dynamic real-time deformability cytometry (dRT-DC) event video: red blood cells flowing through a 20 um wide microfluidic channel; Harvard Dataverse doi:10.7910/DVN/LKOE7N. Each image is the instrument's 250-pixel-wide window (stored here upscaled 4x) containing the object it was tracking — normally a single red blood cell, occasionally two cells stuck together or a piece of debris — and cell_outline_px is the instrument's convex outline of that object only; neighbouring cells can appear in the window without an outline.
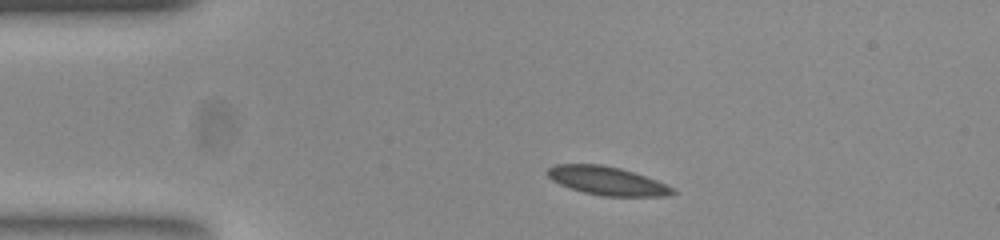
{"species": "common noctule bat (a hibernating species)", "species_latin": "Nyctalus noctula", "temperature_condition": "room temperature", "stored_images_in_passage": 43, "camera_frame_rate_fps": 3000, "um_per_image_px": 0.085, "animal": {"sex": "female", "body_mass_g": 23.0, "forearm_length_mm": 53.4}, "frame": {"image": 1, "passage_image": 1, "time_ms": 0.0, "image_size_px": [1000, 240], "cell_outline_px": [[676, 192], [668, 196], [604, 196], [584, 192], [560, 184], [552, 180], [548, 176], [548, 168], [556, 164], [596, 164], [620, 168], [656, 180], [672, 188]], "centroid_in_image_um": [51.59, 15.37], "position_along_channel_um": 33.4, "area_um2": 20.35}}
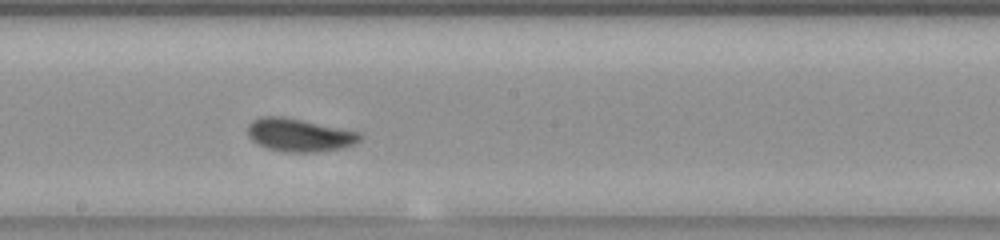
{"frame": {"image": 2, "passage_image": 19, "time_ms": 6.0, "image_size_px": [1000, 240], "cell_outline_px": [[360, 140], [352, 144], [340, 148], [316, 152], [284, 152], [268, 148], [252, 140], [248, 136], [248, 124], [264, 116], [280, 116], [360, 132]], "centroid_in_image_um": [25.42, 11.49], "position_along_channel_um": 222.8, "area_um2": 21.04}}
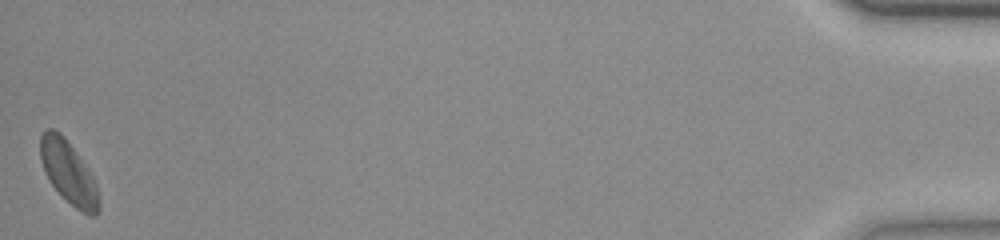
{"frame": {"image": 3, "passage_image": 43, "time_ms": 14.0, "image_size_px": [1000, 240], "cell_outline_px": [[100, 212], [96, 216], [88, 216], [76, 208], [52, 184], [44, 168], [40, 156], [40, 136], [48, 128], [52, 128], [60, 132], [64, 136], [92, 176], [96, 184], [100, 200]], "centroid_in_image_um": [5.85, 14.68], "position_along_channel_um": 429.3, "area_um2": 20.87}, "authors_computed_cell_mechanics": {"area_um2": 20.0566, "velocity_mm_per_s": 3.8372, "shape_relaxation_time_tau1_ms": 5.2968, "shape_relaxation_time_tau2_ms": null, "deformation_change_tau1": 0.1398, "deformation_change_tau2": null}}